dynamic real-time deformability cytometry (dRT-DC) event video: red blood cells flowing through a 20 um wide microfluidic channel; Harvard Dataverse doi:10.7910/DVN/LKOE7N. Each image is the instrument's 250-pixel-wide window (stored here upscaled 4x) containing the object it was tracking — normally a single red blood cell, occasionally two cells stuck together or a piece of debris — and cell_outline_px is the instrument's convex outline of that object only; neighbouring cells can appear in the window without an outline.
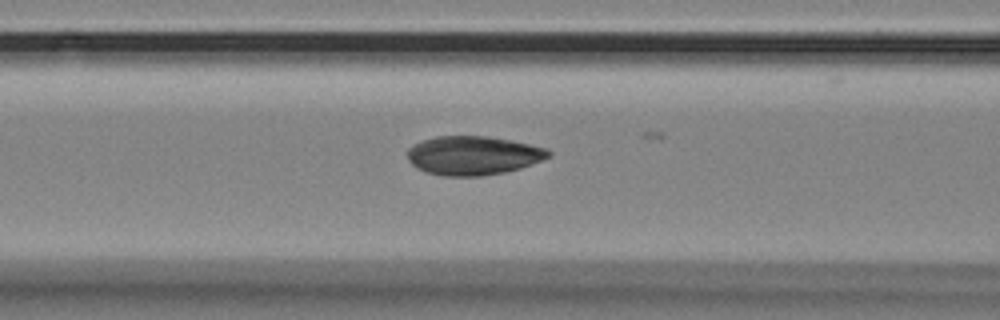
{"species": "Egyptian fruit bat (a non-hibernating species)", "species_latin": "Rousettus aegyptiacus", "temperature_condition": "room temperature", "stored_images_in_passage": 7, "segment_of_instrument_passage": [2, 2], "camera_frame_rate_fps": 3000, "um_per_image_px": 0.085, "animal": {"sex": "female"}, "frame": {"image": 1, "passage_image": 7, "time_ms": 7.0, "image_size_px": [1000, 320], "cell_outline_px": [[552, 156], [520, 168], [504, 172], [480, 176], [444, 176], [424, 172], [416, 168], [408, 160], [408, 148], [412, 144], [436, 136], [488, 136], [512, 140], [548, 148], [552, 152]], "centroid_in_image_um": [40.22, 13.21], "position_along_channel_um": 126.4, "area_um2": 32.19}}